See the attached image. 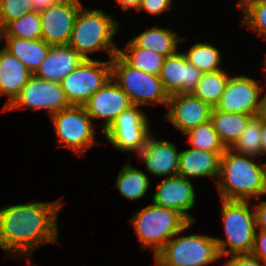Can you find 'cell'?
<instances>
[{"label": "cell", "instance_id": "1", "mask_svg": "<svg viewBox=\"0 0 266 266\" xmlns=\"http://www.w3.org/2000/svg\"><path fill=\"white\" fill-rule=\"evenodd\" d=\"M63 204L32 200L0 208V248L9 256L31 259L42 245L58 242L57 219Z\"/></svg>", "mask_w": 266, "mask_h": 266}, {"label": "cell", "instance_id": "2", "mask_svg": "<svg viewBox=\"0 0 266 266\" xmlns=\"http://www.w3.org/2000/svg\"><path fill=\"white\" fill-rule=\"evenodd\" d=\"M226 148L220 156L216 187L220 200L250 201L266 194L265 163Z\"/></svg>", "mask_w": 266, "mask_h": 266}, {"label": "cell", "instance_id": "3", "mask_svg": "<svg viewBox=\"0 0 266 266\" xmlns=\"http://www.w3.org/2000/svg\"><path fill=\"white\" fill-rule=\"evenodd\" d=\"M114 16L99 8L82 6L76 16L69 45L84 59H92L89 55L105 51L111 60L118 47L113 42L120 27Z\"/></svg>", "mask_w": 266, "mask_h": 266}, {"label": "cell", "instance_id": "4", "mask_svg": "<svg viewBox=\"0 0 266 266\" xmlns=\"http://www.w3.org/2000/svg\"><path fill=\"white\" fill-rule=\"evenodd\" d=\"M131 218L140 247H149L154 257L176 233L188 230L194 222H190L179 211L152 204L140 209Z\"/></svg>", "mask_w": 266, "mask_h": 266}, {"label": "cell", "instance_id": "5", "mask_svg": "<svg viewBox=\"0 0 266 266\" xmlns=\"http://www.w3.org/2000/svg\"><path fill=\"white\" fill-rule=\"evenodd\" d=\"M221 199V220L225 239L215 238L220 257L250 254L256 232L253 204ZM249 206H252L249 207Z\"/></svg>", "mask_w": 266, "mask_h": 266}, {"label": "cell", "instance_id": "6", "mask_svg": "<svg viewBox=\"0 0 266 266\" xmlns=\"http://www.w3.org/2000/svg\"><path fill=\"white\" fill-rule=\"evenodd\" d=\"M111 78L129 96L133 105L163 104L167 107L169 96L160 76L132 67L118 53L111 59Z\"/></svg>", "mask_w": 266, "mask_h": 266}, {"label": "cell", "instance_id": "7", "mask_svg": "<svg viewBox=\"0 0 266 266\" xmlns=\"http://www.w3.org/2000/svg\"><path fill=\"white\" fill-rule=\"evenodd\" d=\"M176 233L154 257L162 266H208L221 259L214 237Z\"/></svg>", "mask_w": 266, "mask_h": 266}, {"label": "cell", "instance_id": "8", "mask_svg": "<svg viewBox=\"0 0 266 266\" xmlns=\"http://www.w3.org/2000/svg\"><path fill=\"white\" fill-rule=\"evenodd\" d=\"M49 117L58 145L70 149L76 156L85 155L90 147L99 144L95 139L97 126L83 106L70 105Z\"/></svg>", "mask_w": 266, "mask_h": 266}, {"label": "cell", "instance_id": "9", "mask_svg": "<svg viewBox=\"0 0 266 266\" xmlns=\"http://www.w3.org/2000/svg\"><path fill=\"white\" fill-rule=\"evenodd\" d=\"M111 78V60L85 59L61 81L69 105L83 106Z\"/></svg>", "mask_w": 266, "mask_h": 266}, {"label": "cell", "instance_id": "10", "mask_svg": "<svg viewBox=\"0 0 266 266\" xmlns=\"http://www.w3.org/2000/svg\"><path fill=\"white\" fill-rule=\"evenodd\" d=\"M149 121L140 106L133 105L118 115L103 133L115 150L138 156L151 134Z\"/></svg>", "mask_w": 266, "mask_h": 266}, {"label": "cell", "instance_id": "11", "mask_svg": "<svg viewBox=\"0 0 266 266\" xmlns=\"http://www.w3.org/2000/svg\"><path fill=\"white\" fill-rule=\"evenodd\" d=\"M69 106L60 82L39 79L33 75L3 110H45L50 116Z\"/></svg>", "mask_w": 266, "mask_h": 266}, {"label": "cell", "instance_id": "12", "mask_svg": "<svg viewBox=\"0 0 266 266\" xmlns=\"http://www.w3.org/2000/svg\"><path fill=\"white\" fill-rule=\"evenodd\" d=\"M263 87L249 76L230 75L225 90L215 109L256 116L261 113Z\"/></svg>", "mask_w": 266, "mask_h": 266}, {"label": "cell", "instance_id": "13", "mask_svg": "<svg viewBox=\"0 0 266 266\" xmlns=\"http://www.w3.org/2000/svg\"><path fill=\"white\" fill-rule=\"evenodd\" d=\"M82 6L80 0H59L40 12L41 39L50 45L68 44Z\"/></svg>", "mask_w": 266, "mask_h": 266}, {"label": "cell", "instance_id": "14", "mask_svg": "<svg viewBox=\"0 0 266 266\" xmlns=\"http://www.w3.org/2000/svg\"><path fill=\"white\" fill-rule=\"evenodd\" d=\"M129 96L110 78L100 89H98L83 105L87 114L93 119H104L102 132L123 111L132 107Z\"/></svg>", "mask_w": 266, "mask_h": 266}, {"label": "cell", "instance_id": "15", "mask_svg": "<svg viewBox=\"0 0 266 266\" xmlns=\"http://www.w3.org/2000/svg\"><path fill=\"white\" fill-rule=\"evenodd\" d=\"M167 108L169 109L164 117L183 133L208 122L213 109L211 105L196 97L193 93L169 96Z\"/></svg>", "mask_w": 266, "mask_h": 266}, {"label": "cell", "instance_id": "16", "mask_svg": "<svg viewBox=\"0 0 266 266\" xmlns=\"http://www.w3.org/2000/svg\"><path fill=\"white\" fill-rule=\"evenodd\" d=\"M196 195L191 180L178 175L164 177V179L157 184L152 202L155 205L179 211L190 222H195V217L188 211L195 206Z\"/></svg>", "mask_w": 266, "mask_h": 266}, {"label": "cell", "instance_id": "17", "mask_svg": "<svg viewBox=\"0 0 266 266\" xmlns=\"http://www.w3.org/2000/svg\"><path fill=\"white\" fill-rule=\"evenodd\" d=\"M203 73L190 64L184 54L176 53L164 58L160 79L168 96L193 93Z\"/></svg>", "mask_w": 266, "mask_h": 266}, {"label": "cell", "instance_id": "18", "mask_svg": "<svg viewBox=\"0 0 266 266\" xmlns=\"http://www.w3.org/2000/svg\"><path fill=\"white\" fill-rule=\"evenodd\" d=\"M150 134L145 146L138 154L145 165L146 172L155 176L173 177L178 175L179 155L177 146L169 141L158 140Z\"/></svg>", "mask_w": 266, "mask_h": 266}, {"label": "cell", "instance_id": "19", "mask_svg": "<svg viewBox=\"0 0 266 266\" xmlns=\"http://www.w3.org/2000/svg\"><path fill=\"white\" fill-rule=\"evenodd\" d=\"M84 60L69 44L51 45L47 57L33 75L39 79L60 82Z\"/></svg>", "mask_w": 266, "mask_h": 266}, {"label": "cell", "instance_id": "20", "mask_svg": "<svg viewBox=\"0 0 266 266\" xmlns=\"http://www.w3.org/2000/svg\"><path fill=\"white\" fill-rule=\"evenodd\" d=\"M220 156L215 152L188 148L180 151L178 176L191 180L199 177L219 176Z\"/></svg>", "mask_w": 266, "mask_h": 266}, {"label": "cell", "instance_id": "21", "mask_svg": "<svg viewBox=\"0 0 266 266\" xmlns=\"http://www.w3.org/2000/svg\"><path fill=\"white\" fill-rule=\"evenodd\" d=\"M33 76L27 67L4 47L0 48V95H8L3 109Z\"/></svg>", "mask_w": 266, "mask_h": 266}, {"label": "cell", "instance_id": "22", "mask_svg": "<svg viewBox=\"0 0 266 266\" xmlns=\"http://www.w3.org/2000/svg\"><path fill=\"white\" fill-rule=\"evenodd\" d=\"M2 39L5 40L3 47L17 57L33 74L45 60L51 48V45L42 39L0 37V40Z\"/></svg>", "mask_w": 266, "mask_h": 266}, {"label": "cell", "instance_id": "23", "mask_svg": "<svg viewBox=\"0 0 266 266\" xmlns=\"http://www.w3.org/2000/svg\"><path fill=\"white\" fill-rule=\"evenodd\" d=\"M138 47L150 49L167 57L178 51V44L186 41L170 28L152 27L131 39Z\"/></svg>", "mask_w": 266, "mask_h": 266}, {"label": "cell", "instance_id": "24", "mask_svg": "<svg viewBox=\"0 0 266 266\" xmlns=\"http://www.w3.org/2000/svg\"><path fill=\"white\" fill-rule=\"evenodd\" d=\"M252 117L242 113L218 111L213 107L210 121L222 144L226 148H232Z\"/></svg>", "mask_w": 266, "mask_h": 266}, {"label": "cell", "instance_id": "25", "mask_svg": "<svg viewBox=\"0 0 266 266\" xmlns=\"http://www.w3.org/2000/svg\"><path fill=\"white\" fill-rule=\"evenodd\" d=\"M128 159L119 171L116 184L112 188H117L120 194L128 200H138L147 193L151 181L146 173L130 164L131 157Z\"/></svg>", "mask_w": 266, "mask_h": 266}, {"label": "cell", "instance_id": "26", "mask_svg": "<svg viewBox=\"0 0 266 266\" xmlns=\"http://www.w3.org/2000/svg\"><path fill=\"white\" fill-rule=\"evenodd\" d=\"M118 54L132 67L153 75H160L165 58L155 51L138 47L132 40L123 49H118Z\"/></svg>", "mask_w": 266, "mask_h": 266}, {"label": "cell", "instance_id": "27", "mask_svg": "<svg viewBox=\"0 0 266 266\" xmlns=\"http://www.w3.org/2000/svg\"><path fill=\"white\" fill-rule=\"evenodd\" d=\"M229 78V73L227 74V71L223 69L203 73L193 94L212 107H215L225 90Z\"/></svg>", "mask_w": 266, "mask_h": 266}, {"label": "cell", "instance_id": "28", "mask_svg": "<svg viewBox=\"0 0 266 266\" xmlns=\"http://www.w3.org/2000/svg\"><path fill=\"white\" fill-rule=\"evenodd\" d=\"M0 37L41 39L40 13L32 11L10 21L0 30Z\"/></svg>", "mask_w": 266, "mask_h": 266}, {"label": "cell", "instance_id": "29", "mask_svg": "<svg viewBox=\"0 0 266 266\" xmlns=\"http://www.w3.org/2000/svg\"><path fill=\"white\" fill-rule=\"evenodd\" d=\"M188 62L202 73L221 70V54L218 48L206 42H197L184 51Z\"/></svg>", "mask_w": 266, "mask_h": 266}, {"label": "cell", "instance_id": "30", "mask_svg": "<svg viewBox=\"0 0 266 266\" xmlns=\"http://www.w3.org/2000/svg\"><path fill=\"white\" fill-rule=\"evenodd\" d=\"M261 135H262V116H253L247 123L245 130L241 133L240 138L231 148L234 151L260 158L262 153L261 146Z\"/></svg>", "mask_w": 266, "mask_h": 266}, {"label": "cell", "instance_id": "31", "mask_svg": "<svg viewBox=\"0 0 266 266\" xmlns=\"http://www.w3.org/2000/svg\"><path fill=\"white\" fill-rule=\"evenodd\" d=\"M185 134L191 148L215 152L219 156L226 150L210 120L188 130Z\"/></svg>", "mask_w": 266, "mask_h": 266}, {"label": "cell", "instance_id": "32", "mask_svg": "<svg viewBox=\"0 0 266 266\" xmlns=\"http://www.w3.org/2000/svg\"><path fill=\"white\" fill-rule=\"evenodd\" d=\"M237 9L242 11V26L266 37V0H244Z\"/></svg>", "mask_w": 266, "mask_h": 266}, {"label": "cell", "instance_id": "33", "mask_svg": "<svg viewBox=\"0 0 266 266\" xmlns=\"http://www.w3.org/2000/svg\"><path fill=\"white\" fill-rule=\"evenodd\" d=\"M32 11V0H0V30L10 21Z\"/></svg>", "mask_w": 266, "mask_h": 266}, {"label": "cell", "instance_id": "34", "mask_svg": "<svg viewBox=\"0 0 266 266\" xmlns=\"http://www.w3.org/2000/svg\"><path fill=\"white\" fill-rule=\"evenodd\" d=\"M173 0H141L138 13L146 11L149 15H161L172 9Z\"/></svg>", "mask_w": 266, "mask_h": 266}, {"label": "cell", "instance_id": "35", "mask_svg": "<svg viewBox=\"0 0 266 266\" xmlns=\"http://www.w3.org/2000/svg\"><path fill=\"white\" fill-rule=\"evenodd\" d=\"M226 258V263L222 266H266L259 258L251 254H235Z\"/></svg>", "mask_w": 266, "mask_h": 266}, {"label": "cell", "instance_id": "36", "mask_svg": "<svg viewBox=\"0 0 266 266\" xmlns=\"http://www.w3.org/2000/svg\"><path fill=\"white\" fill-rule=\"evenodd\" d=\"M250 254L259 258L266 265V230L256 229Z\"/></svg>", "mask_w": 266, "mask_h": 266}, {"label": "cell", "instance_id": "37", "mask_svg": "<svg viewBox=\"0 0 266 266\" xmlns=\"http://www.w3.org/2000/svg\"><path fill=\"white\" fill-rule=\"evenodd\" d=\"M259 201L260 199H257L256 205L253 204L256 229L266 230V200Z\"/></svg>", "mask_w": 266, "mask_h": 266}, {"label": "cell", "instance_id": "38", "mask_svg": "<svg viewBox=\"0 0 266 266\" xmlns=\"http://www.w3.org/2000/svg\"><path fill=\"white\" fill-rule=\"evenodd\" d=\"M59 0H32L33 8L35 12L45 11Z\"/></svg>", "mask_w": 266, "mask_h": 266}, {"label": "cell", "instance_id": "39", "mask_svg": "<svg viewBox=\"0 0 266 266\" xmlns=\"http://www.w3.org/2000/svg\"><path fill=\"white\" fill-rule=\"evenodd\" d=\"M121 7L123 11H128L129 9L138 10L141 4V0H115Z\"/></svg>", "mask_w": 266, "mask_h": 266}, {"label": "cell", "instance_id": "40", "mask_svg": "<svg viewBox=\"0 0 266 266\" xmlns=\"http://www.w3.org/2000/svg\"><path fill=\"white\" fill-rule=\"evenodd\" d=\"M262 153L266 156V120L262 118V135H261Z\"/></svg>", "mask_w": 266, "mask_h": 266}, {"label": "cell", "instance_id": "41", "mask_svg": "<svg viewBox=\"0 0 266 266\" xmlns=\"http://www.w3.org/2000/svg\"><path fill=\"white\" fill-rule=\"evenodd\" d=\"M260 115L262 116L263 120H266V92L262 97V109Z\"/></svg>", "mask_w": 266, "mask_h": 266}, {"label": "cell", "instance_id": "42", "mask_svg": "<svg viewBox=\"0 0 266 266\" xmlns=\"http://www.w3.org/2000/svg\"><path fill=\"white\" fill-rule=\"evenodd\" d=\"M154 264L156 265V266H162L157 260H155L154 259Z\"/></svg>", "mask_w": 266, "mask_h": 266}, {"label": "cell", "instance_id": "43", "mask_svg": "<svg viewBox=\"0 0 266 266\" xmlns=\"http://www.w3.org/2000/svg\"><path fill=\"white\" fill-rule=\"evenodd\" d=\"M244 0H238L237 6L240 5Z\"/></svg>", "mask_w": 266, "mask_h": 266}, {"label": "cell", "instance_id": "44", "mask_svg": "<svg viewBox=\"0 0 266 266\" xmlns=\"http://www.w3.org/2000/svg\"><path fill=\"white\" fill-rule=\"evenodd\" d=\"M264 64H265V65H264V66H265L264 68H265V71H266V57H265V59H264Z\"/></svg>", "mask_w": 266, "mask_h": 266}, {"label": "cell", "instance_id": "45", "mask_svg": "<svg viewBox=\"0 0 266 266\" xmlns=\"http://www.w3.org/2000/svg\"><path fill=\"white\" fill-rule=\"evenodd\" d=\"M27 264H28V266H35V265H32L29 260H28Z\"/></svg>", "mask_w": 266, "mask_h": 266}]
</instances>
